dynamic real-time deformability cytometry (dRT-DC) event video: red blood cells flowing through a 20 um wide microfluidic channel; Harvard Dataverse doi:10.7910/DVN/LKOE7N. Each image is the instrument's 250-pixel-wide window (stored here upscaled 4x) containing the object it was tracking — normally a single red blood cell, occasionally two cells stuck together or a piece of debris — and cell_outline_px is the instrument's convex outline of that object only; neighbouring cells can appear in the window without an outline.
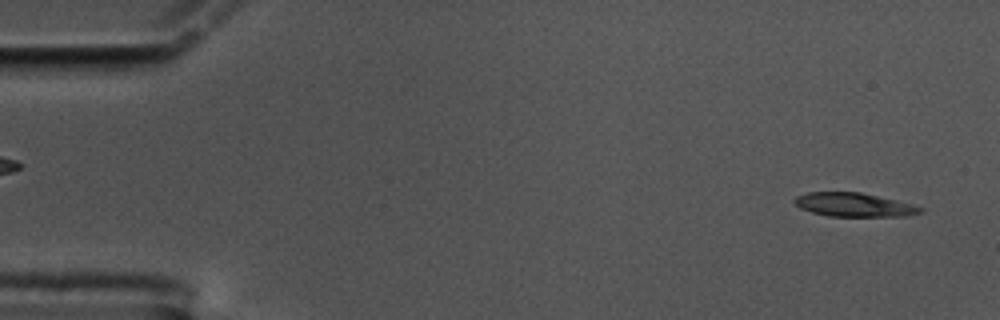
{"species": "common noctule bat (a hibernating species)", "species_latin": "Nyctalus noctula", "temperature_condition": "cold", "stored_images_in_passage": 57, "camera_frame_rate_fps": 3000, "um_per_image_px": 0.085, "animal": {"sex": "male", "body_mass_g": 17.5, "forearm_length_mm": 52.3}, "frame": {"image": 1, "passage_image": 2, "time_ms": 0.333, "image_size_px": [1000, 320], "cell_outline_px": [[924, 208], [920, 212], [908, 216], [828, 216], [812, 212], [800, 208], [792, 200], [796, 196], [808, 192], [860, 192], [896, 200], [912, 204]], "centroid_in_image_um": [72.57, 17.4], "position_along_channel_um": 12.4, "area_um2": 17.34}}
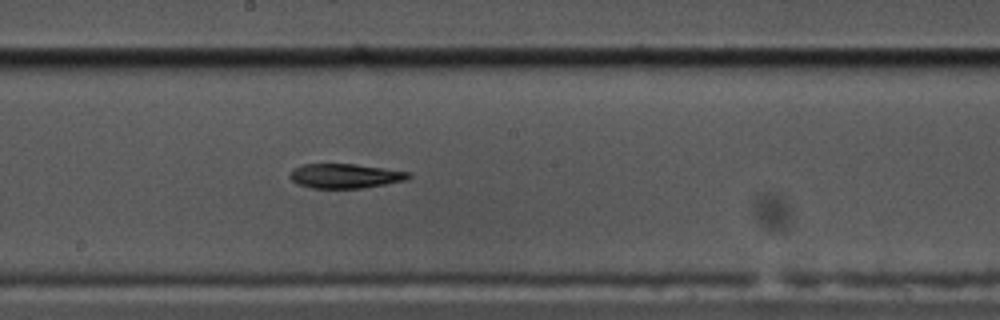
{"frame": {"image": 2, "passage_image": 30, "time_ms": 9.667, "image_size_px": [1000, 320], "cell_outline_px": [[412, 176], [404, 180], [364, 188], [312, 188], [300, 184], [292, 180], [288, 176], [296, 168], [304, 164], [356, 164], [384, 168], [408, 172]], "centroid_in_image_um": [29.34, 14.95], "position_along_channel_um": 218.9, "area_um2": 16.65}}
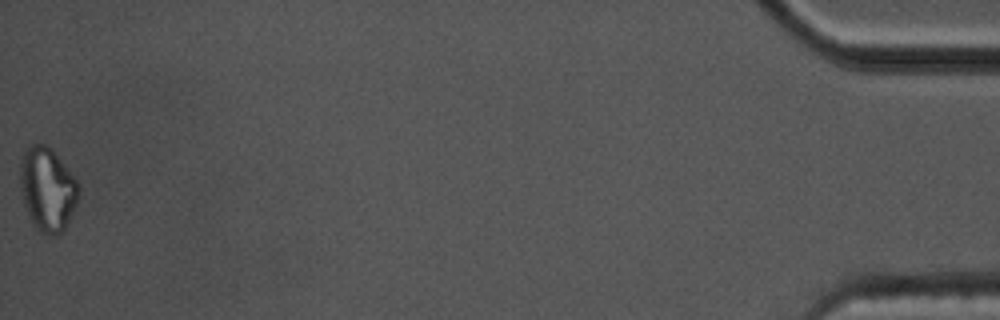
{"frame": {"image": 3, "passage_image": 57, "time_ms": 18.667, "image_size_px": [1000, 320], "cell_outline_px": [[80, 192], [76, 204], [64, 232], [56, 236], [44, 236], [36, 228], [24, 204], [20, 184], [20, 160], [24, 148], [32, 144], [44, 144], [52, 148], [80, 184]], "centroid_in_image_um": [4.05, 16.08], "position_along_channel_um": 431.2, "area_um2": 28.96}}